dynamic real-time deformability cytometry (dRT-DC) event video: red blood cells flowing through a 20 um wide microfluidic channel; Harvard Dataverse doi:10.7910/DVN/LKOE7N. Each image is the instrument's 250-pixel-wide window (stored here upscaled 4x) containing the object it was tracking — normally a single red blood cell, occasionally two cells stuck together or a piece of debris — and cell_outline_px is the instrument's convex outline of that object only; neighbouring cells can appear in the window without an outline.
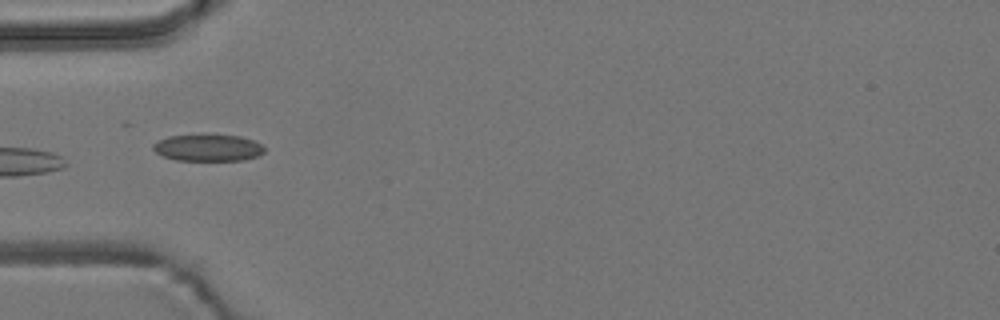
{"species": "common noctule bat (a hibernating species)", "species_latin": "Nyctalus noctula", "temperature_condition": "room temperature", "stored_images_in_passage": 8, "camera_frame_rate_fps": 3000, "um_per_image_px": 0.085, "animal": {"sex": "male", "body_mass_g": 19.2, "forearm_length_mm": 51.8}, "frame": {"image": 1, "passage_image": 4, "time_ms": 3.333, "image_size_px": [1000, 320], "cell_outline_px": [[264, 152], [260, 156], [244, 160], [176, 160], [164, 156], [156, 152], [152, 148], [152, 144], [168, 136], [240, 136], [252, 140], [260, 144], [264, 148]], "centroid_in_image_um": [17.7, 12.58], "position_along_channel_um": 67.3, "area_um2": 16.94}}
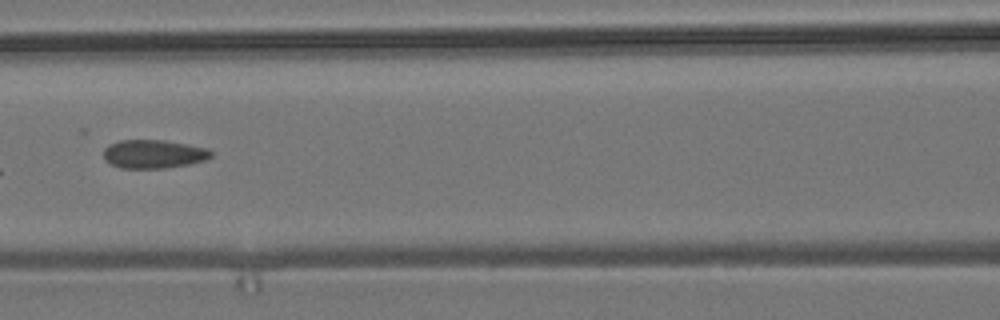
{"frame": {"image": 2, "passage_image": 6, "time_ms": 5.667, "image_size_px": [1000, 320], "cell_outline_px": [[212, 156], [204, 160], [192, 164], [164, 168], [120, 168], [104, 160], [104, 148], [108, 144], [120, 140], [164, 140], [188, 144], [208, 148], [212, 152]], "centroid_in_image_um": [13.06, 13.09], "position_along_channel_um": 153.5, "area_um2": 18.03}}
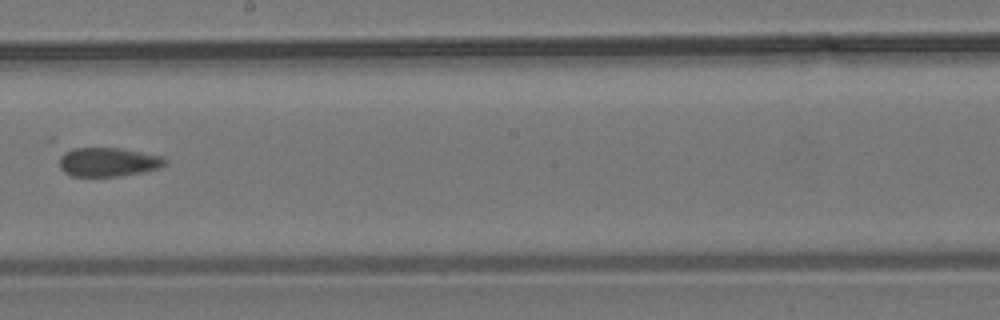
{"frame": {"image": 3, "passage_image": 8, "time_ms": 8.0, "image_size_px": [1000, 320], "cell_outline_px": [[168, 164], [160, 168], [144, 172], [120, 176], [72, 176], [64, 172], [60, 168], [60, 148], [120, 148], [164, 156], [168, 160]], "centroid_in_image_um": [9.19, 13.75], "position_along_channel_um": 239.0, "area_um2": 18.38}}